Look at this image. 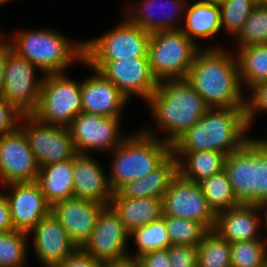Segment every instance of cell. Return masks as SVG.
<instances>
[{"instance_id": "6da1fadb", "label": "cell", "mask_w": 267, "mask_h": 267, "mask_svg": "<svg viewBox=\"0 0 267 267\" xmlns=\"http://www.w3.org/2000/svg\"><path fill=\"white\" fill-rule=\"evenodd\" d=\"M185 80L209 108L245 107L236 54L221 46L200 49Z\"/></svg>"}, {"instance_id": "7a4b0ae2", "label": "cell", "mask_w": 267, "mask_h": 267, "mask_svg": "<svg viewBox=\"0 0 267 267\" xmlns=\"http://www.w3.org/2000/svg\"><path fill=\"white\" fill-rule=\"evenodd\" d=\"M146 104L157 127H144L142 131L157 137L154 130L158 128L166 134L162 140L171 145L209 109L185 79L159 81Z\"/></svg>"}, {"instance_id": "3957f363", "label": "cell", "mask_w": 267, "mask_h": 267, "mask_svg": "<svg viewBox=\"0 0 267 267\" xmlns=\"http://www.w3.org/2000/svg\"><path fill=\"white\" fill-rule=\"evenodd\" d=\"M248 131L244 107L209 108L197 123L181 134L171 149L218 151L228 156L251 138L246 134Z\"/></svg>"}, {"instance_id": "277c9868", "label": "cell", "mask_w": 267, "mask_h": 267, "mask_svg": "<svg viewBox=\"0 0 267 267\" xmlns=\"http://www.w3.org/2000/svg\"><path fill=\"white\" fill-rule=\"evenodd\" d=\"M8 41L11 49L36 65L42 75L66 73L75 61L84 62V40L73 42L53 29L20 31Z\"/></svg>"}, {"instance_id": "5b68a950", "label": "cell", "mask_w": 267, "mask_h": 267, "mask_svg": "<svg viewBox=\"0 0 267 267\" xmlns=\"http://www.w3.org/2000/svg\"><path fill=\"white\" fill-rule=\"evenodd\" d=\"M172 154L171 144L142 130L127 137L110 152L108 180L113 192L130 181L138 180L158 168ZM110 174V175H109Z\"/></svg>"}, {"instance_id": "8992f818", "label": "cell", "mask_w": 267, "mask_h": 267, "mask_svg": "<svg viewBox=\"0 0 267 267\" xmlns=\"http://www.w3.org/2000/svg\"><path fill=\"white\" fill-rule=\"evenodd\" d=\"M200 48L181 29L151 33L148 59L154 77L158 82L185 79Z\"/></svg>"}, {"instance_id": "52a82bcc", "label": "cell", "mask_w": 267, "mask_h": 267, "mask_svg": "<svg viewBox=\"0 0 267 267\" xmlns=\"http://www.w3.org/2000/svg\"><path fill=\"white\" fill-rule=\"evenodd\" d=\"M81 112L80 82L65 73L44 75L38 106L31 115L41 123L68 128Z\"/></svg>"}, {"instance_id": "ba28073f", "label": "cell", "mask_w": 267, "mask_h": 267, "mask_svg": "<svg viewBox=\"0 0 267 267\" xmlns=\"http://www.w3.org/2000/svg\"><path fill=\"white\" fill-rule=\"evenodd\" d=\"M151 33L126 17L101 36L84 40V61H116L148 57Z\"/></svg>"}, {"instance_id": "9c48e42d", "label": "cell", "mask_w": 267, "mask_h": 267, "mask_svg": "<svg viewBox=\"0 0 267 267\" xmlns=\"http://www.w3.org/2000/svg\"><path fill=\"white\" fill-rule=\"evenodd\" d=\"M40 69L10 49L6 55L1 95L22 115H31L37 108L44 79L36 77Z\"/></svg>"}, {"instance_id": "30bf717a", "label": "cell", "mask_w": 267, "mask_h": 267, "mask_svg": "<svg viewBox=\"0 0 267 267\" xmlns=\"http://www.w3.org/2000/svg\"><path fill=\"white\" fill-rule=\"evenodd\" d=\"M18 127L39 168L70 160L77 154L68 128L41 123L32 115H21Z\"/></svg>"}, {"instance_id": "8fae6325", "label": "cell", "mask_w": 267, "mask_h": 267, "mask_svg": "<svg viewBox=\"0 0 267 267\" xmlns=\"http://www.w3.org/2000/svg\"><path fill=\"white\" fill-rule=\"evenodd\" d=\"M87 68L99 71L113 82L129 100L132 95L148 101L157 88L158 81L150 68L148 57L116 61H84Z\"/></svg>"}, {"instance_id": "7c38bea8", "label": "cell", "mask_w": 267, "mask_h": 267, "mask_svg": "<svg viewBox=\"0 0 267 267\" xmlns=\"http://www.w3.org/2000/svg\"><path fill=\"white\" fill-rule=\"evenodd\" d=\"M121 119L83 112L76 115L68 129L77 153L113 151L127 137L120 133Z\"/></svg>"}, {"instance_id": "4fadbf2b", "label": "cell", "mask_w": 267, "mask_h": 267, "mask_svg": "<svg viewBox=\"0 0 267 267\" xmlns=\"http://www.w3.org/2000/svg\"><path fill=\"white\" fill-rule=\"evenodd\" d=\"M162 200L164 216L194 220L208 231L214 230L217 215L207 203L199 183L177 174Z\"/></svg>"}, {"instance_id": "5bb4252c", "label": "cell", "mask_w": 267, "mask_h": 267, "mask_svg": "<svg viewBox=\"0 0 267 267\" xmlns=\"http://www.w3.org/2000/svg\"><path fill=\"white\" fill-rule=\"evenodd\" d=\"M129 235L118 214L109 205L102 210L90 239L81 249L101 262L120 261L128 258Z\"/></svg>"}, {"instance_id": "9a60e30c", "label": "cell", "mask_w": 267, "mask_h": 267, "mask_svg": "<svg viewBox=\"0 0 267 267\" xmlns=\"http://www.w3.org/2000/svg\"><path fill=\"white\" fill-rule=\"evenodd\" d=\"M39 167L23 131L0 135V185L34 182Z\"/></svg>"}, {"instance_id": "2e32d148", "label": "cell", "mask_w": 267, "mask_h": 267, "mask_svg": "<svg viewBox=\"0 0 267 267\" xmlns=\"http://www.w3.org/2000/svg\"><path fill=\"white\" fill-rule=\"evenodd\" d=\"M224 171L239 204L258 205V138H249L229 154Z\"/></svg>"}, {"instance_id": "e0dca14e", "label": "cell", "mask_w": 267, "mask_h": 267, "mask_svg": "<svg viewBox=\"0 0 267 267\" xmlns=\"http://www.w3.org/2000/svg\"><path fill=\"white\" fill-rule=\"evenodd\" d=\"M1 189L8 201L11 221L16 231L29 233L51 212V206L35 181L11 183Z\"/></svg>"}, {"instance_id": "ac0fdd59", "label": "cell", "mask_w": 267, "mask_h": 267, "mask_svg": "<svg viewBox=\"0 0 267 267\" xmlns=\"http://www.w3.org/2000/svg\"><path fill=\"white\" fill-rule=\"evenodd\" d=\"M33 236L34 252L45 267H54L70 257L78 248L55 215L50 212L28 233Z\"/></svg>"}, {"instance_id": "d6986e66", "label": "cell", "mask_w": 267, "mask_h": 267, "mask_svg": "<svg viewBox=\"0 0 267 267\" xmlns=\"http://www.w3.org/2000/svg\"><path fill=\"white\" fill-rule=\"evenodd\" d=\"M105 207L106 205L94 201L70 198L54 204L51 212L80 249L90 239Z\"/></svg>"}, {"instance_id": "ffe728a7", "label": "cell", "mask_w": 267, "mask_h": 267, "mask_svg": "<svg viewBox=\"0 0 267 267\" xmlns=\"http://www.w3.org/2000/svg\"><path fill=\"white\" fill-rule=\"evenodd\" d=\"M187 4V0H142L140 3L131 5L130 10L128 9L127 14L125 12L123 16L149 33L176 30L182 27ZM160 7L161 9L158 10L161 12L157 14L156 8Z\"/></svg>"}, {"instance_id": "44dd1931", "label": "cell", "mask_w": 267, "mask_h": 267, "mask_svg": "<svg viewBox=\"0 0 267 267\" xmlns=\"http://www.w3.org/2000/svg\"><path fill=\"white\" fill-rule=\"evenodd\" d=\"M113 193L100 162L91 154L77 153L73 157V198L109 206Z\"/></svg>"}, {"instance_id": "7402d4cb", "label": "cell", "mask_w": 267, "mask_h": 267, "mask_svg": "<svg viewBox=\"0 0 267 267\" xmlns=\"http://www.w3.org/2000/svg\"><path fill=\"white\" fill-rule=\"evenodd\" d=\"M92 71V76L80 83L82 112L105 117H121V112L129 100L99 71Z\"/></svg>"}, {"instance_id": "603a6c76", "label": "cell", "mask_w": 267, "mask_h": 267, "mask_svg": "<svg viewBox=\"0 0 267 267\" xmlns=\"http://www.w3.org/2000/svg\"><path fill=\"white\" fill-rule=\"evenodd\" d=\"M264 206L256 204H239L216 216L214 231L229 243L262 239L260 228L264 218L260 214ZM261 218V219H260Z\"/></svg>"}, {"instance_id": "cb8c5ba5", "label": "cell", "mask_w": 267, "mask_h": 267, "mask_svg": "<svg viewBox=\"0 0 267 267\" xmlns=\"http://www.w3.org/2000/svg\"><path fill=\"white\" fill-rule=\"evenodd\" d=\"M110 206L129 233L164 216L163 200L157 197L124 198L114 192Z\"/></svg>"}, {"instance_id": "d4e9b609", "label": "cell", "mask_w": 267, "mask_h": 267, "mask_svg": "<svg viewBox=\"0 0 267 267\" xmlns=\"http://www.w3.org/2000/svg\"><path fill=\"white\" fill-rule=\"evenodd\" d=\"M177 174V159L171 154L154 171L138 180L127 182L116 192L124 198H162Z\"/></svg>"}, {"instance_id": "484cf974", "label": "cell", "mask_w": 267, "mask_h": 267, "mask_svg": "<svg viewBox=\"0 0 267 267\" xmlns=\"http://www.w3.org/2000/svg\"><path fill=\"white\" fill-rule=\"evenodd\" d=\"M172 154L177 159L178 174L196 183L223 171L227 158V155L222 152L209 150L172 151Z\"/></svg>"}, {"instance_id": "4316f807", "label": "cell", "mask_w": 267, "mask_h": 267, "mask_svg": "<svg viewBox=\"0 0 267 267\" xmlns=\"http://www.w3.org/2000/svg\"><path fill=\"white\" fill-rule=\"evenodd\" d=\"M35 182L51 207L73 198V158L39 168Z\"/></svg>"}, {"instance_id": "83f0119b", "label": "cell", "mask_w": 267, "mask_h": 267, "mask_svg": "<svg viewBox=\"0 0 267 267\" xmlns=\"http://www.w3.org/2000/svg\"><path fill=\"white\" fill-rule=\"evenodd\" d=\"M188 4L185 9L181 30L195 44L196 38L208 39L221 31L220 6L203 3ZM190 5V6H189Z\"/></svg>"}, {"instance_id": "f1b7e54d", "label": "cell", "mask_w": 267, "mask_h": 267, "mask_svg": "<svg viewBox=\"0 0 267 267\" xmlns=\"http://www.w3.org/2000/svg\"><path fill=\"white\" fill-rule=\"evenodd\" d=\"M235 54L245 88L267 81V44L241 47Z\"/></svg>"}, {"instance_id": "f546056e", "label": "cell", "mask_w": 267, "mask_h": 267, "mask_svg": "<svg viewBox=\"0 0 267 267\" xmlns=\"http://www.w3.org/2000/svg\"><path fill=\"white\" fill-rule=\"evenodd\" d=\"M129 238H133L137 250L135 254L130 253L128 257L135 260L145 253L168 249L171 246L164 217L133 230Z\"/></svg>"}, {"instance_id": "4dcf8cb0", "label": "cell", "mask_w": 267, "mask_h": 267, "mask_svg": "<svg viewBox=\"0 0 267 267\" xmlns=\"http://www.w3.org/2000/svg\"><path fill=\"white\" fill-rule=\"evenodd\" d=\"M199 184L207 203L216 215L239 205L224 170L202 180Z\"/></svg>"}, {"instance_id": "1f68e13d", "label": "cell", "mask_w": 267, "mask_h": 267, "mask_svg": "<svg viewBox=\"0 0 267 267\" xmlns=\"http://www.w3.org/2000/svg\"><path fill=\"white\" fill-rule=\"evenodd\" d=\"M231 243L214 230L197 246V267H231Z\"/></svg>"}, {"instance_id": "d6a6232c", "label": "cell", "mask_w": 267, "mask_h": 267, "mask_svg": "<svg viewBox=\"0 0 267 267\" xmlns=\"http://www.w3.org/2000/svg\"><path fill=\"white\" fill-rule=\"evenodd\" d=\"M28 238L22 231L0 232V267H25Z\"/></svg>"}, {"instance_id": "836d02e7", "label": "cell", "mask_w": 267, "mask_h": 267, "mask_svg": "<svg viewBox=\"0 0 267 267\" xmlns=\"http://www.w3.org/2000/svg\"><path fill=\"white\" fill-rule=\"evenodd\" d=\"M258 4V0H223L219 5L221 30L225 29L231 37H236Z\"/></svg>"}, {"instance_id": "e575fe53", "label": "cell", "mask_w": 267, "mask_h": 267, "mask_svg": "<svg viewBox=\"0 0 267 267\" xmlns=\"http://www.w3.org/2000/svg\"><path fill=\"white\" fill-rule=\"evenodd\" d=\"M237 48L267 44V3L259 2L235 37Z\"/></svg>"}, {"instance_id": "d590c367", "label": "cell", "mask_w": 267, "mask_h": 267, "mask_svg": "<svg viewBox=\"0 0 267 267\" xmlns=\"http://www.w3.org/2000/svg\"><path fill=\"white\" fill-rule=\"evenodd\" d=\"M171 245L197 247L208 230L197 221L163 216Z\"/></svg>"}, {"instance_id": "8d00e7d4", "label": "cell", "mask_w": 267, "mask_h": 267, "mask_svg": "<svg viewBox=\"0 0 267 267\" xmlns=\"http://www.w3.org/2000/svg\"><path fill=\"white\" fill-rule=\"evenodd\" d=\"M265 239L240 241L231 244V267H267Z\"/></svg>"}, {"instance_id": "74e56055", "label": "cell", "mask_w": 267, "mask_h": 267, "mask_svg": "<svg viewBox=\"0 0 267 267\" xmlns=\"http://www.w3.org/2000/svg\"><path fill=\"white\" fill-rule=\"evenodd\" d=\"M249 98L245 99L244 115L248 129L257 116V112H267V81L249 87Z\"/></svg>"}, {"instance_id": "f35d334b", "label": "cell", "mask_w": 267, "mask_h": 267, "mask_svg": "<svg viewBox=\"0 0 267 267\" xmlns=\"http://www.w3.org/2000/svg\"><path fill=\"white\" fill-rule=\"evenodd\" d=\"M258 205H267V139L258 138Z\"/></svg>"}, {"instance_id": "ab89813d", "label": "cell", "mask_w": 267, "mask_h": 267, "mask_svg": "<svg viewBox=\"0 0 267 267\" xmlns=\"http://www.w3.org/2000/svg\"><path fill=\"white\" fill-rule=\"evenodd\" d=\"M170 267H197V247L189 245H171Z\"/></svg>"}, {"instance_id": "60d3db41", "label": "cell", "mask_w": 267, "mask_h": 267, "mask_svg": "<svg viewBox=\"0 0 267 267\" xmlns=\"http://www.w3.org/2000/svg\"><path fill=\"white\" fill-rule=\"evenodd\" d=\"M21 115L0 94V135L13 132L18 127Z\"/></svg>"}, {"instance_id": "b9f144b4", "label": "cell", "mask_w": 267, "mask_h": 267, "mask_svg": "<svg viewBox=\"0 0 267 267\" xmlns=\"http://www.w3.org/2000/svg\"><path fill=\"white\" fill-rule=\"evenodd\" d=\"M139 267H170L168 249L151 251L136 259Z\"/></svg>"}, {"instance_id": "7bdbcfd3", "label": "cell", "mask_w": 267, "mask_h": 267, "mask_svg": "<svg viewBox=\"0 0 267 267\" xmlns=\"http://www.w3.org/2000/svg\"><path fill=\"white\" fill-rule=\"evenodd\" d=\"M101 261L87 255L81 248L54 267H102Z\"/></svg>"}, {"instance_id": "ee69618b", "label": "cell", "mask_w": 267, "mask_h": 267, "mask_svg": "<svg viewBox=\"0 0 267 267\" xmlns=\"http://www.w3.org/2000/svg\"><path fill=\"white\" fill-rule=\"evenodd\" d=\"M14 227L11 221L10 208L8 201L2 192L0 191V232L13 231Z\"/></svg>"}, {"instance_id": "f6af8a7d", "label": "cell", "mask_w": 267, "mask_h": 267, "mask_svg": "<svg viewBox=\"0 0 267 267\" xmlns=\"http://www.w3.org/2000/svg\"><path fill=\"white\" fill-rule=\"evenodd\" d=\"M5 37L6 35H4V33L0 37V94L2 91L3 81H4V68H5L6 55L8 51L11 49V45Z\"/></svg>"}, {"instance_id": "bcb514c9", "label": "cell", "mask_w": 267, "mask_h": 267, "mask_svg": "<svg viewBox=\"0 0 267 267\" xmlns=\"http://www.w3.org/2000/svg\"><path fill=\"white\" fill-rule=\"evenodd\" d=\"M102 267H139L137 260L126 258L120 261L103 262Z\"/></svg>"}, {"instance_id": "7dc6e473", "label": "cell", "mask_w": 267, "mask_h": 267, "mask_svg": "<svg viewBox=\"0 0 267 267\" xmlns=\"http://www.w3.org/2000/svg\"><path fill=\"white\" fill-rule=\"evenodd\" d=\"M223 0H198L197 3L220 5Z\"/></svg>"}, {"instance_id": "c3c4849f", "label": "cell", "mask_w": 267, "mask_h": 267, "mask_svg": "<svg viewBox=\"0 0 267 267\" xmlns=\"http://www.w3.org/2000/svg\"><path fill=\"white\" fill-rule=\"evenodd\" d=\"M264 210H265L264 211L265 213H264V220H263L264 222L263 223H265L264 225H265V228L267 231V205L264 206Z\"/></svg>"}, {"instance_id": "681fc988", "label": "cell", "mask_w": 267, "mask_h": 267, "mask_svg": "<svg viewBox=\"0 0 267 267\" xmlns=\"http://www.w3.org/2000/svg\"><path fill=\"white\" fill-rule=\"evenodd\" d=\"M9 1H11V0H0V6H2L4 3H7Z\"/></svg>"}, {"instance_id": "f907efd6", "label": "cell", "mask_w": 267, "mask_h": 267, "mask_svg": "<svg viewBox=\"0 0 267 267\" xmlns=\"http://www.w3.org/2000/svg\"><path fill=\"white\" fill-rule=\"evenodd\" d=\"M4 31L2 29V27H0V37L3 35Z\"/></svg>"}, {"instance_id": "816d5d0a", "label": "cell", "mask_w": 267, "mask_h": 267, "mask_svg": "<svg viewBox=\"0 0 267 267\" xmlns=\"http://www.w3.org/2000/svg\"><path fill=\"white\" fill-rule=\"evenodd\" d=\"M259 2H266L267 3V0H258Z\"/></svg>"}]
</instances>
